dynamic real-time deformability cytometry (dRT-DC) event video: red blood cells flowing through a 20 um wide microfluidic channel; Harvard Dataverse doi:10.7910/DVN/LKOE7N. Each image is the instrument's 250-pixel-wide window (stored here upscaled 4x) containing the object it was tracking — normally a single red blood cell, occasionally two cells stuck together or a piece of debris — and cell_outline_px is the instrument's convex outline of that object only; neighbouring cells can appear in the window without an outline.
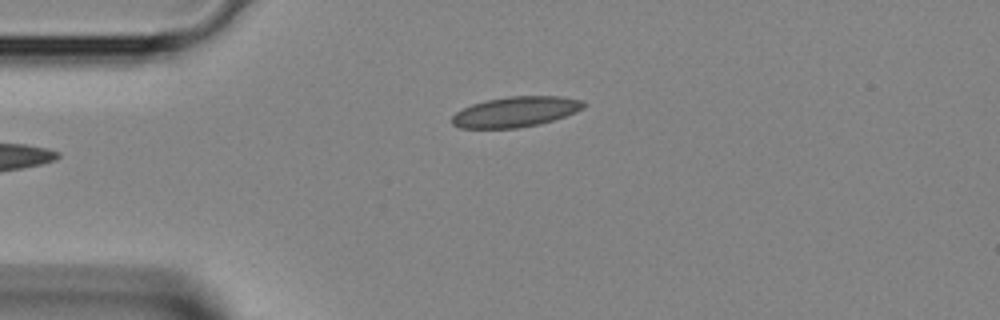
{"species": "Egyptian fruit bat (a non-hibernating species)", "species_latin": "Rousettus aegyptiacus", "temperature_condition": "room temperature", "stored_images_in_passage": 3, "camera_frame_rate_fps": 3000, "um_per_image_px": 0.085, "animal": {"sex": "female"}, "frame": {"image": 1, "passage_image": 3, "time_ms": 0.667, "image_size_px": [1000, 320], "cell_outline_px": [[588, 104], [584, 108], [576, 112], [540, 124], [516, 128], [460, 128], [452, 124], [452, 116], [456, 112], [472, 104], [488, 100], [508, 96], [560, 96], [580, 100]], "centroid_in_image_um": [43.84, 9.5], "position_along_channel_um": 41.2, "area_um2": 23.18}}